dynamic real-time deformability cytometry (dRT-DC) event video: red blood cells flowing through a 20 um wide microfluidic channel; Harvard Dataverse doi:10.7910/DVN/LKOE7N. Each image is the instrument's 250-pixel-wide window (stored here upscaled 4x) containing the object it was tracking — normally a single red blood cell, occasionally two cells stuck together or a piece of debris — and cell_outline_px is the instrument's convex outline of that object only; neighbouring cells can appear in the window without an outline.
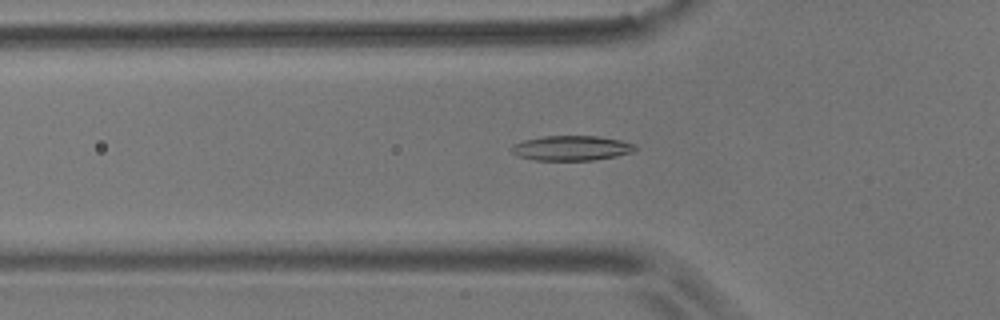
{"species": "common noctule bat (a hibernating species)", "species_latin": "Nyctalus noctula", "temperature_condition": "room temperature", "stored_images_in_passage": 58, "camera_frame_rate_fps": 3000, "um_per_image_px": 0.085, "animal": {"sex": "male", "body_mass_g": 17.9}, "frame": {"image": 1, "passage_image": 19, "time_ms": 6.0, "image_size_px": [1000, 320], "cell_outline_px": [[636, 148], [632, 152], [616, 156], [592, 160], [532, 160], [516, 156], [508, 148], [512, 144], [524, 140], [544, 136], [596, 136], [620, 140], [636, 144]], "centroid_in_image_um": [48.51, 12.59], "position_along_channel_um": 77.3, "area_um2": 18.03}}
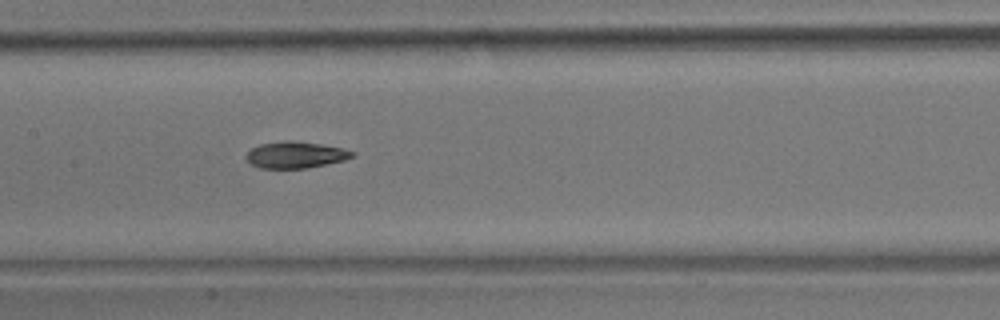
{"frame": {"image": 2, "passage_image": 28, "time_ms": 9.0, "image_size_px": [1000, 320], "cell_outline_px": [[356, 156], [344, 160], [308, 168], [260, 168], [252, 164], [244, 156], [252, 148], [260, 144], [284, 140], [292, 140], [320, 144], [340, 148], [356, 152]], "centroid_in_image_um": [25.13, 13.16], "position_along_channel_um": 182.3, "area_um2": 16.36}}
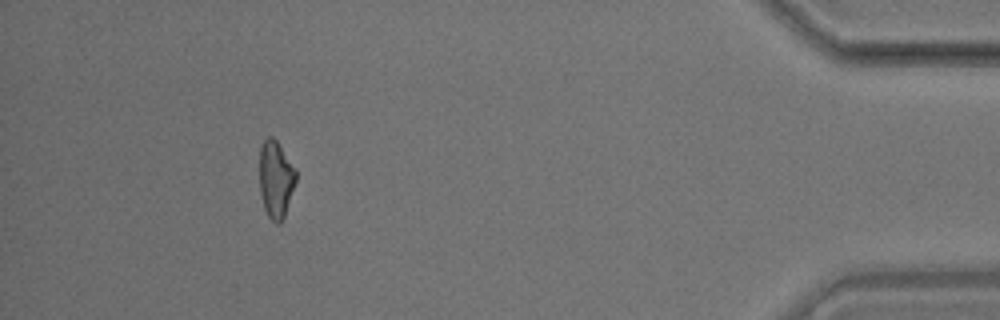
{"frame": {"image": 3, "passage_image": 53, "time_ms": 17.333, "image_size_px": [1000, 320], "cell_outline_px": [[296, 180], [284, 216], [280, 224], [276, 224], [268, 216], [264, 208], [260, 192], [260, 148], [264, 140], [268, 136], [272, 136], [276, 140], [296, 168]], "centroid_in_image_um": [23.44, 15.23], "position_along_channel_um": 411.8, "area_um2": 16.3}, "authors_computed_cell_mechanics": {"area_um2": 16.9643, "velocity_mm_per_s": 3.4571, "shape_relaxation_time_tau1_ms": 6.4536, "shape_relaxation_time_tau2_ms": 3.4258, "deformation_change_tau1": 0.1743, "deformation_change_tau2": 0.0997}}